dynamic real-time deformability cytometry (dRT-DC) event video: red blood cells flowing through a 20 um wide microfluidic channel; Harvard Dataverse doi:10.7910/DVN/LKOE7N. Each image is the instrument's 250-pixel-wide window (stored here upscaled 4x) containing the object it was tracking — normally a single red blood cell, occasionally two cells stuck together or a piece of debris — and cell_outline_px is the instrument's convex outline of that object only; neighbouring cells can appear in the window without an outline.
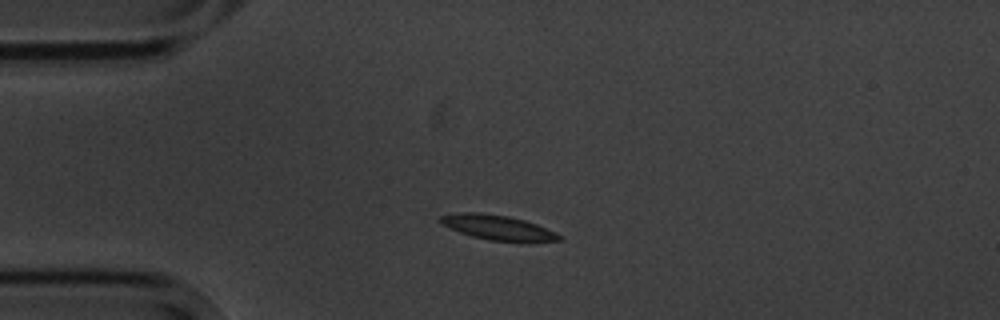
{"species": "common noctule bat (a hibernating species)", "species_latin": "Nyctalus noctula", "temperature_condition": "cold", "stored_images_in_passage": 2, "camera_frame_rate_fps": 3000, "um_per_image_px": 0.085, "animal": {"sex": "male", "body_mass_g": 20.1, "forearm_length_mm": 53.5}, "frame": {"image": 1, "passage_image": 2, "time_ms": 1.333, "image_size_px": [1000, 320], "cell_outline_px": [[564, 240], [528, 244], [520, 244], [488, 240], [472, 236], [460, 232], [440, 224], [440, 216], [460, 212], [480, 212], [508, 216], [524, 220], [536, 224], [556, 232], [564, 236]], "centroid_in_image_um": [42.43, 19.39], "position_along_channel_um": 42.6, "area_um2": 17.98}}